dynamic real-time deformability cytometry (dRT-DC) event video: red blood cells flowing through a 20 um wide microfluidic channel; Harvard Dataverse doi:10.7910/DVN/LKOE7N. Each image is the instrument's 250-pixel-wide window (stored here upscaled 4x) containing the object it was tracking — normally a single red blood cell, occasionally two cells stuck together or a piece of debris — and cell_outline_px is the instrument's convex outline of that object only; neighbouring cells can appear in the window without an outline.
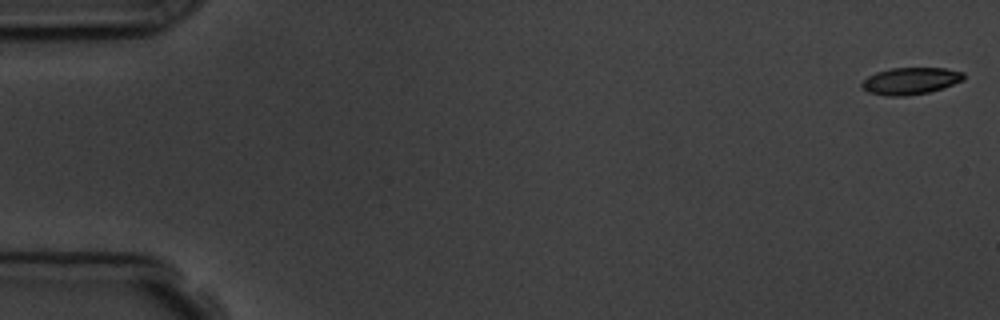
{"species": "common noctule bat (a hibernating species)", "species_latin": "Nyctalus noctula", "temperature_condition": "room temperature", "stored_images_in_passage": 6, "camera_frame_rate_fps": 3000, "um_per_image_px": 0.085, "animal": {"sex": "male", "body_mass_g": 19.5, "forearm_length_mm": 54.6}, "frame": {"image": 1, "passage_image": 1, "time_ms": 0.0, "image_size_px": [1000, 320], "cell_outline_px": [[964, 80], [928, 92], [904, 96], [884, 96], [868, 92], [860, 84], [868, 76], [876, 72], [892, 68], [944, 68], [964, 72]], "centroid_in_image_um": [77.37, 6.87], "position_along_channel_um": 7.6, "area_um2": 15.84}}